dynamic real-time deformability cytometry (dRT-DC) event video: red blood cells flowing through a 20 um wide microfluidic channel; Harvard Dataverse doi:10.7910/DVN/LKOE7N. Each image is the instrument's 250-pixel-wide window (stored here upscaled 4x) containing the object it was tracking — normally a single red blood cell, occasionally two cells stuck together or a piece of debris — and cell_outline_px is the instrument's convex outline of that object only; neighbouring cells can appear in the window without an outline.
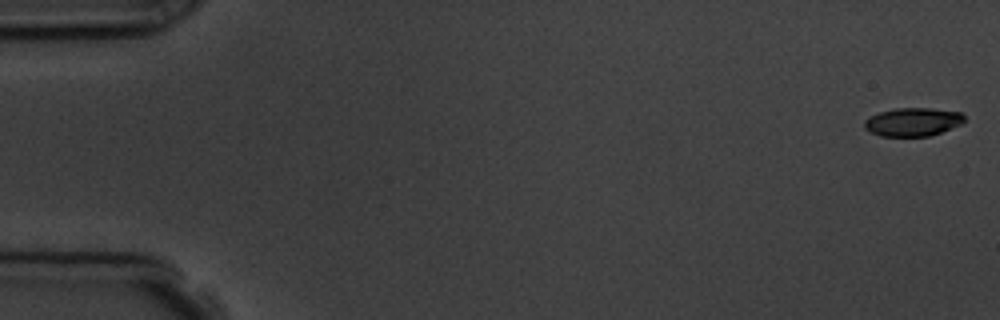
{"species": "common noctule bat (a hibernating species)", "species_latin": "Nyctalus noctula", "temperature_condition": "room temperature", "stored_images_in_passage": 6, "camera_frame_rate_fps": 3000, "um_per_image_px": 0.085, "animal": {"sex": "male", "body_mass_g": 19.5, "forearm_length_mm": 54.6}, "frame": {"image": 1, "passage_image": 1, "time_ms": 0.0, "image_size_px": [1000, 320], "cell_outline_px": [[964, 120], [960, 124], [940, 132], [928, 136], [880, 136], [868, 132], [864, 128], [864, 120], [880, 112], [896, 108], [932, 108], [960, 112], [964, 116]], "centroid_in_image_um": [77.55, 10.36], "position_along_channel_um": 7.5, "area_um2": 16.42}}
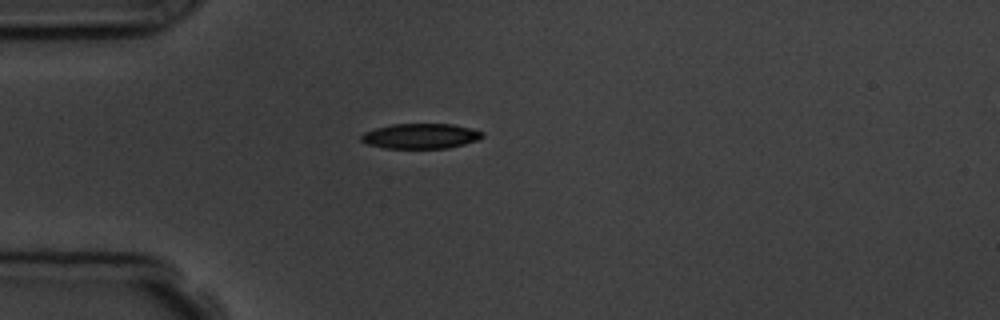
{"frame": {"image": 2, "passage_image": 5, "time_ms": 4.667, "image_size_px": [1000, 320], "cell_outline_px": [[484, 136], [476, 140], [464, 144], [448, 148], [384, 148], [368, 144], [360, 140], [360, 136], [364, 132], [376, 128], [392, 124], [452, 124], [472, 128], [484, 132]], "centroid_in_image_um": [35.76, 11.56], "position_along_channel_um": 49.2, "area_um2": 17.74}}